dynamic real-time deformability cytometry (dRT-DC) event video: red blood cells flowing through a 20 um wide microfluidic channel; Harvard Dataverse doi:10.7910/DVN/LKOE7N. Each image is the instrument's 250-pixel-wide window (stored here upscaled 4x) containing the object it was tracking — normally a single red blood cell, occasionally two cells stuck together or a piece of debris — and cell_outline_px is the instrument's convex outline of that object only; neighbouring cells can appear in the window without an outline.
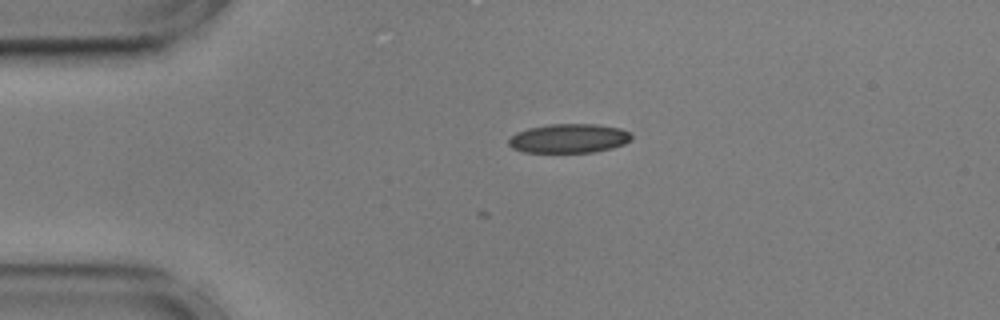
{"species": "common noctule bat (a hibernating species)", "species_latin": "Nyctalus noctula", "temperature_condition": "cold", "stored_images_in_passage": 6, "camera_frame_rate_fps": 3000, "um_per_image_px": 0.085, "animal": {"sex": "male", "body_mass_g": 17.9, "forearm_length_mm": 54.2}, "frame": {"image": 1, "passage_image": 1, "time_ms": 0.0, "image_size_px": [1000, 320], "cell_outline_px": [[632, 140], [624, 144], [612, 148], [592, 152], [524, 152], [512, 148], [508, 144], [508, 140], [516, 132], [528, 128], [548, 124], [596, 124], [620, 128], [632, 132]], "centroid_in_image_um": [48.38, 11.76], "position_along_channel_um": 36.6, "area_um2": 20.98}}